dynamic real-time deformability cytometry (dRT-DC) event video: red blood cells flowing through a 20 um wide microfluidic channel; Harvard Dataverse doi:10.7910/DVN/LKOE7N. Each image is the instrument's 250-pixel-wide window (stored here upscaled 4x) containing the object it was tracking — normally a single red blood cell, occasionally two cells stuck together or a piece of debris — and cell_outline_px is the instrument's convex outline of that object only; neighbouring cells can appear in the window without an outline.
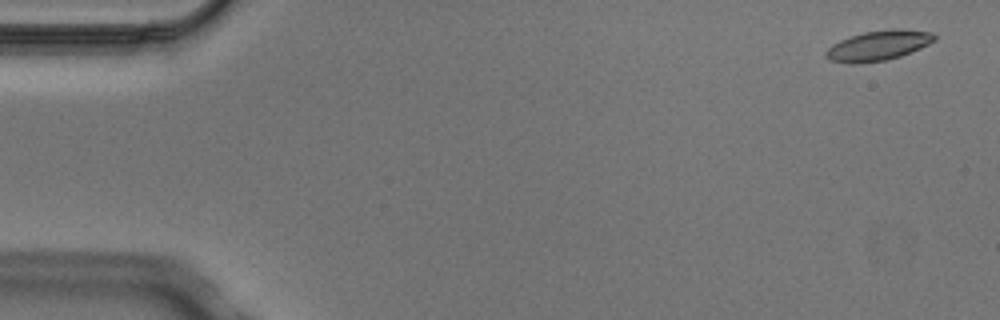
{"species": "Egyptian fruit bat (a non-hibernating species)", "species_latin": "Rousettus aegyptiacus", "temperature_condition": "cold", "stored_images_in_passage": 4, "camera_frame_rate_fps": 3000, "um_per_image_px": 0.085, "animal": {"sex": "male"}, "frame": {"image": 1, "passage_image": 1, "time_ms": 0.0, "image_size_px": [1000, 320], "cell_outline_px": [[936, 40], [912, 52], [900, 56], [884, 60], [856, 64], [848, 64], [832, 60], [824, 56], [824, 52], [832, 44], [840, 40], [864, 32], [892, 28], [904, 28], [932, 32], [936, 36]], "centroid_in_image_um": [74.67, 3.86], "position_along_channel_um": 10.3, "area_um2": 19.13}}
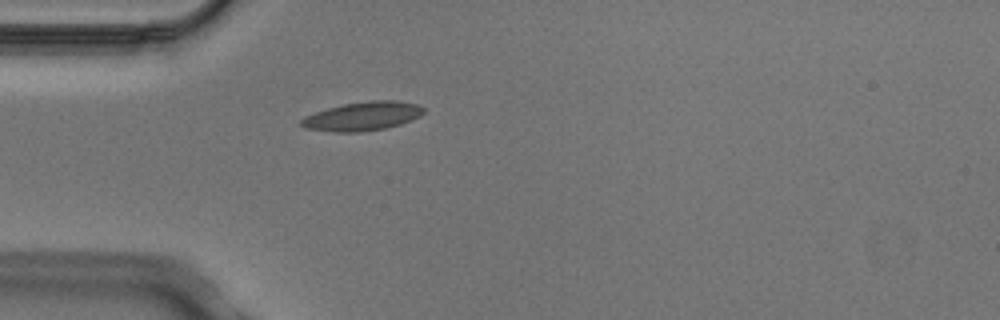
{"frame": {"image": 2, "passage_image": 4, "time_ms": 1.0, "image_size_px": [1000, 320], "cell_outline_px": [[424, 112], [420, 116], [412, 120], [400, 124], [384, 128], [360, 132], [336, 132], [304, 128], [300, 124], [300, 120], [304, 116], [328, 108], [344, 104], [368, 100], [396, 100], [416, 104], [424, 108]], "centroid_in_image_um": [30.81, 9.87], "position_along_channel_um": 54.2, "area_um2": 20.52}}